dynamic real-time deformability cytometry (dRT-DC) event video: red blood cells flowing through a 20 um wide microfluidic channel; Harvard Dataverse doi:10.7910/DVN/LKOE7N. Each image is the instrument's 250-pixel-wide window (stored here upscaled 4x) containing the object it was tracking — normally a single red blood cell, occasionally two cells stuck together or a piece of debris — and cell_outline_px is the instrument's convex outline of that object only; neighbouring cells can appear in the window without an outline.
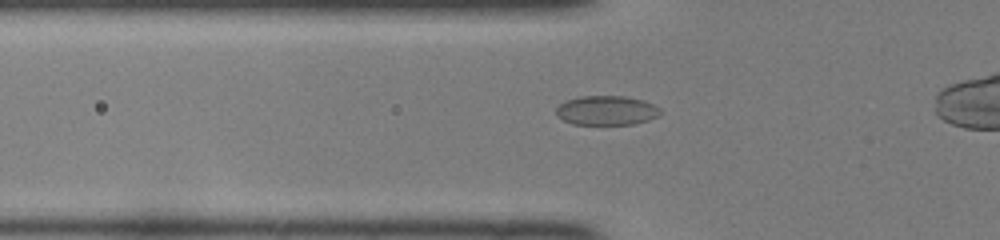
{"species": "common noctule bat (a hibernating species)", "species_latin": "Nyctalus noctula", "temperature_condition": "room temperature", "stored_images_in_passage": 38, "camera_frame_rate_fps": 3000, "um_per_image_px": 0.085, "animal": {"sex": "female", "body_mass_g": 22.0, "forearm_length_mm": 56.7}, "frame": {"image": 1, "passage_image": 12, "time_ms": 3.667, "image_size_px": [1000, 240], "cell_outline_px": [[660, 112], [656, 116], [648, 120], [632, 124], [572, 124], [556, 116], [556, 108], [564, 100], [580, 96], [624, 96], [644, 100], [660, 108]], "centroid_in_image_um": [51.51, 9.38], "position_along_channel_um": 74.3, "area_um2": 17.8}}
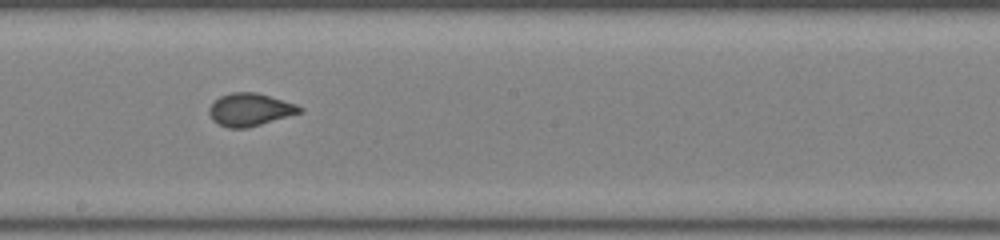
{"frame": {"image": 2, "passage_image": 23, "time_ms": 7.333, "image_size_px": [1000, 240], "cell_outline_px": [[304, 112], [248, 128], [228, 128], [212, 120], [208, 112], [208, 108], [220, 96], [232, 92], [256, 92], [296, 104], [304, 108]], "centroid_in_image_um": [21.27, 9.32], "position_along_channel_um": 226.9, "area_um2": 17.34}}
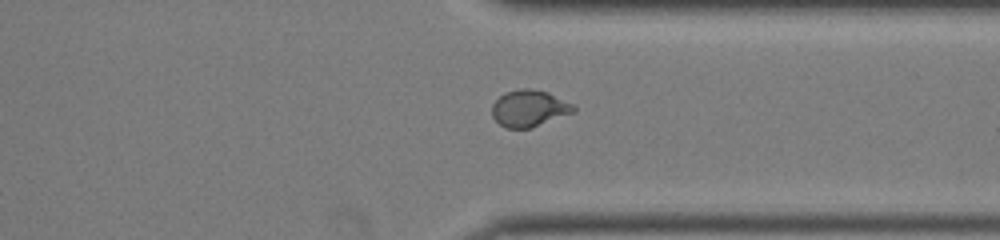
{"frame": {"image": 3, "passage_image": 33, "time_ms": 10.667, "image_size_px": [1000, 240], "cell_outline_px": [[576, 112], [532, 128], [504, 128], [492, 116], [492, 104], [504, 92], [524, 88], [528, 88], [548, 92], [572, 104], [576, 108]], "centroid_in_image_um": [44.99, 9.22], "position_along_channel_um": 366.4, "area_um2": 17.51}}